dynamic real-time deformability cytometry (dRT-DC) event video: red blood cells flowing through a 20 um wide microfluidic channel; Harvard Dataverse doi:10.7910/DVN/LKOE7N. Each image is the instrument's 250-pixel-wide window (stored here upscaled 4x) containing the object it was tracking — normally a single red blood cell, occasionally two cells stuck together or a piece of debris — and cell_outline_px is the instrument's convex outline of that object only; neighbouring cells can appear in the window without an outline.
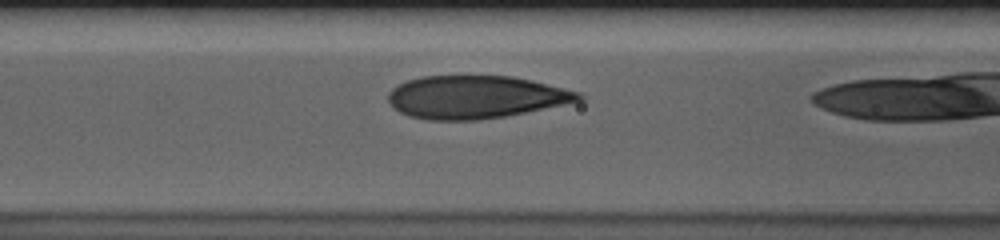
{"species": "human", "species_latin": "Homo sapiens", "temperature_condition": "cold", "stored_images_in_passage": 5, "camera_frame_rate_fps": 3000, "um_per_image_px": 0.085, "donor": {"sex": "male"}, "frame": {"image": 1, "passage_image": 4, "time_ms": 1.0, "image_size_px": [1000, 240], "cell_outline_px": [[584, 100], [504, 116], [476, 120], [428, 120], [408, 116], [400, 112], [388, 100], [388, 92], [392, 88], [408, 80], [420, 76], [512, 76], [580, 92], [584, 96]], "centroid_in_image_um": [40.4, 8.25], "position_along_channel_um": 126.2, "area_um2": 47.16}}